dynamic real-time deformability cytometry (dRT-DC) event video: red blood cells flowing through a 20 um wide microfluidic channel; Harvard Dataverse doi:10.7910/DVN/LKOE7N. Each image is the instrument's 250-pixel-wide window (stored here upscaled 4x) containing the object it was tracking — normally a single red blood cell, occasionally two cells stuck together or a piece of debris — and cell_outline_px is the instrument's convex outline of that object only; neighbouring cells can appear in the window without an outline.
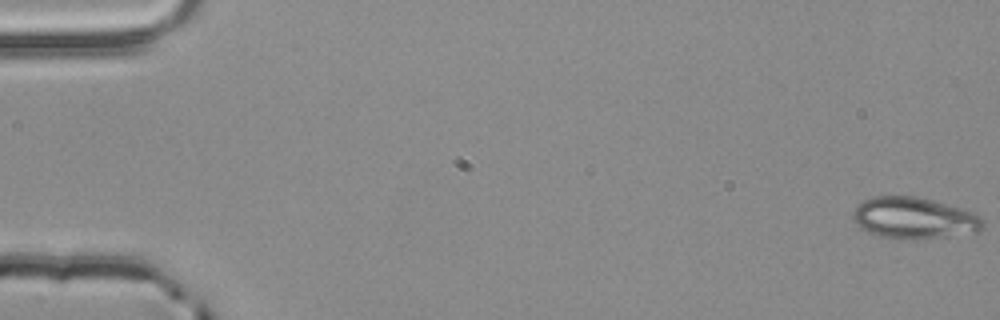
{"species": "common noctule bat (a hibernating species)", "species_latin": "Nyctalus noctula", "temperature_condition": "room temperature", "stored_images_in_passage": 55, "camera_frame_rate_fps": 3000, "um_per_image_px": 0.085, "animal": {"sex": "male", "body_mass_g": 20.4}, "frame": {"image": 1, "passage_image": 1, "time_ms": 0.0, "image_size_px": [1000, 320], "cell_outline_px": [[984, 228], [980, 232], [908, 240], [900, 240], [876, 236], [860, 228], [856, 224], [852, 216], [852, 212], [864, 200], [872, 196], [916, 196], [932, 200], [960, 208], [972, 212], [980, 216], [984, 220]], "centroid_in_image_um": [77.68, 18.55], "position_along_channel_um": 7.3, "area_um2": 31.62}}
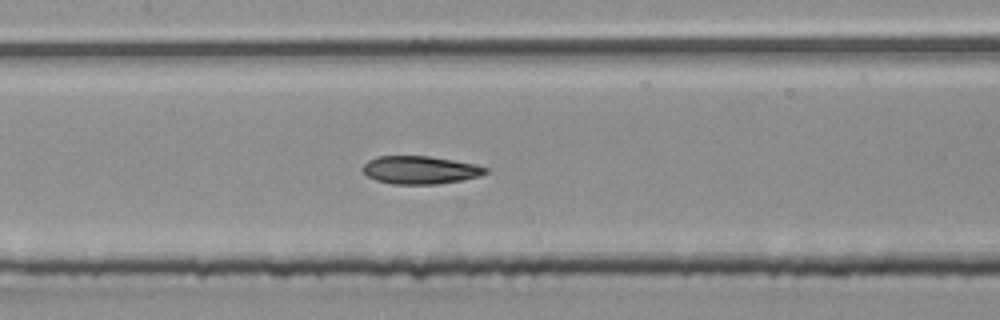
{"frame": {"image": 2, "passage_image": 27, "time_ms": 8.667, "image_size_px": [1000, 320], "cell_outline_px": [[488, 172], [480, 176], [460, 180], [436, 184], [392, 184], [376, 180], [368, 176], [360, 168], [368, 160], [376, 156], [428, 156], [476, 164], [488, 168]], "centroid_in_image_um": [35.69, 14.44], "position_along_channel_um": 171.7, "area_um2": 20.0}}
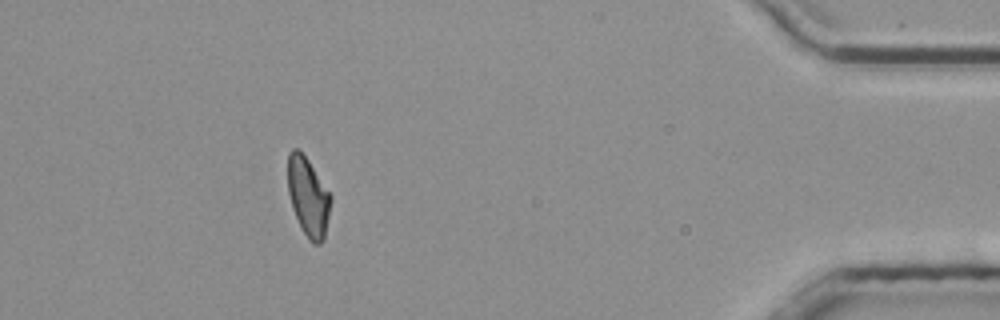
{"frame": {"image": 3, "passage_image": 50, "time_ms": 16.333, "image_size_px": [1000, 320], "cell_outline_px": [[332, 200], [324, 240], [320, 244], [312, 244], [308, 240], [300, 228], [292, 208], [288, 192], [288, 152], [292, 148], [296, 148], [308, 160], [332, 196]], "centroid_in_image_um": [26.2, 16.78], "position_along_channel_um": 409.0, "area_um2": 19.88}, "authors_computed_cell_mechanics": {"area_um2": 20.4034, "velocity_mm_per_s": 3.8473, "shape_relaxation_time_tau1_ms": null, "shape_relaxation_time_tau2_ms": 5.9767, "deformation_change_tau1": null, "deformation_change_tau2": 0.1353}}